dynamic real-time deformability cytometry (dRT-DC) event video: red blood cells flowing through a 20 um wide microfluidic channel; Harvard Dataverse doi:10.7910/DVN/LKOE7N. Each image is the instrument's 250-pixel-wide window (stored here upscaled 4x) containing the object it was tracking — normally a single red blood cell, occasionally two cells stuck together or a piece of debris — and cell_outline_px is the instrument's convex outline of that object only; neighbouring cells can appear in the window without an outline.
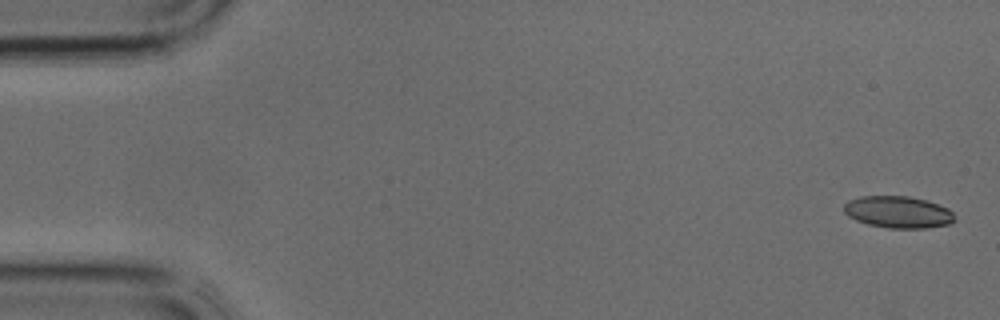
{"species": "common noctule bat (a hibernating species)", "species_latin": "Nyctalus noctula", "temperature_condition": "cold", "stored_images_in_passage": 24, "camera_frame_rate_fps": 3000, "um_per_image_px": 0.085, "animal": {"sex": "male", "body_mass_g": 17.9, "forearm_length_mm": 54.2}, "frame": {"image": 1, "passage_image": 1, "time_ms": 0.0, "image_size_px": [1000, 320], "cell_outline_px": [[956, 220], [948, 224], [928, 228], [888, 228], [868, 224], [856, 220], [848, 216], [844, 212], [844, 204], [848, 200], [860, 196], [908, 196], [928, 200], [948, 208], [952, 212]], "centroid_in_image_um": [76.34, 18.02], "position_along_channel_um": 8.7, "area_um2": 20.69}}
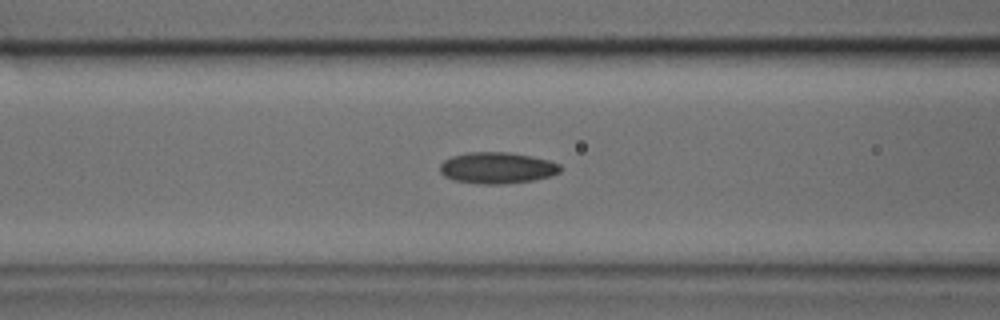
{"frame": {"image": 2, "passage_image": 15, "time_ms": 4.667, "image_size_px": [1000, 320], "cell_outline_px": [[560, 172], [552, 176], [532, 180], [500, 184], [484, 184], [456, 180], [444, 176], [440, 172], [440, 164], [444, 160], [452, 156], [468, 152], [508, 152], [532, 156], [548, 160], [560, 164]], "centroid_in_image_um": [42.26, 14.26], "position_along_channel_um": 124.3, "area_um2": 21.85}}
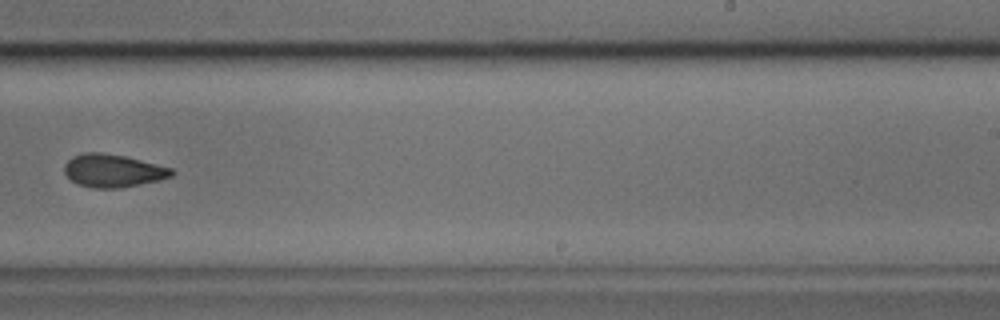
{"frame": {"image": 3, "passage_image": 24, "time_ms": 7.667, "image_size_px": [1000, 320], "cell_outline_px": [[176, 172], [172, 176], [156, 180], [120, 188], [92, 188], [76, 184], [64, 172], [64, 164], [72, 156], [84, 152], [104, 152], [124, 156], [172, 168]], "centroid_in_image_um": [9.56, 14.5], "position_along_channel_um": 279.4, "area_um2": 20.52}}